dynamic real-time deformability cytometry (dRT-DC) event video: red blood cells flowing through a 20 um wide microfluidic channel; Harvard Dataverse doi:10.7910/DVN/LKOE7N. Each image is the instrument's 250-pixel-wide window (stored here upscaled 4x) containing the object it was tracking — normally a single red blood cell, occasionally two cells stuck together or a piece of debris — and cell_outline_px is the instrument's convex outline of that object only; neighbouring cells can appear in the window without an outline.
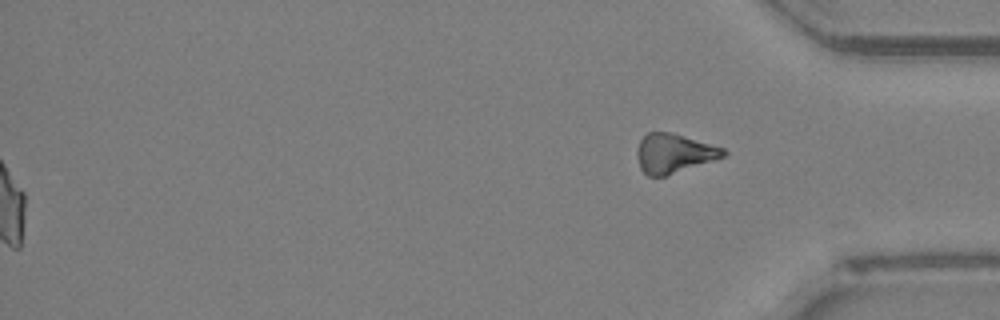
{"species": "Egyptian fruit bat (a non-hibernating species)", "species_latin": "Rousettus aegyptiacus", "temperature_condition": "room temperature", "stored_images_in_passage": 46, "segment_of_instrument_passage": [2, 2], "camera_frame_rate_fps": 3000, "um_per_image_px": 0.085, "animal": {"sex": "female"}, "frame": {"image": 1, "passage_image": 46, "time_ms": 15.0, "image_size_px": [1000, 320], "cell_outline_px": [[728, 152], [724, 156], [716, 160], [664, 176], [648, 176], [640, 168], [636, 152], [640, 140], [648, 132], [668, 132], [724, 148]], "centroid_in_image_um": [57.27, 13.05], "position_along_channel_um": 377.9, "area_um2": 19.48}}